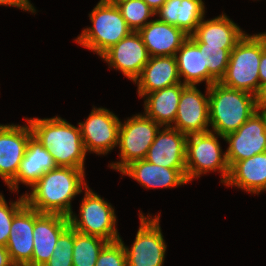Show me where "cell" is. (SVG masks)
I'll return each mask as SVG.
<instances>
[{"mask_svg": "<svg viewBox=\"0 0 266 266\" xmlns=\"http://www.w3.org/2000/svg\"><path fill=\"white\" fill-rule=\"evenodd\" d=\"M85 169L57 166L47 171L25 193L26 204L40 213L60 214L68 217L73 211L72 199L88 185Z\"/></svg>", "mask_w": 266, "mask_h": 266, "instance_id": "obj_1", "label": "cell"}, {"mask_svg": "<svg viewBox=\"0 0 266 266\" xmlns=\"http://www.w3.org/2000/svg\"><path fill=\"white\" fill-rule=\"evenodd\" d=\"M33 137L50 151L57 166L85 169V150L80 127L59 116L25 118Z\"/></svg>", "mask_w": 266, "mask_h": 266, "instance_id": "obj_2", "label": "cell"}, {"mask_svg": "<svg viewBox=\"0 0 266 266\" xmlns=\"http://www.w3.org/2000/svg\"><path fill=\"white\" fill-rule=\"evenodd\" d=\"M211 132L221 136L235 132L257 110L255 95L220 82L208 87Z\"/></svg>", "mask_w": 266, "mask_h": 266, "instance_id": "obj_3", "label": "cell"}, {"mask_svg": "<svg viewBox=\"0 0 266 266\" xmlns=\"http://www.w3.org/2000/svg\"><path fill=\"white\" fill-rule=\"evenodd\" d=\"M265 47L263 33H245L230 52L227 70L220 83L256 95L260 89L259 63Z\"/></svg>", "mask_w": 266, "mask_h": 266, "instance_id": "obj_4", "label": "cell"}, {"mask_svg": "<svg viewBox=\"0 0 266 266\" xmlns=\"http://www.w3.org/2000/svg\"><path fill=\"white\" fill-rule=\"evenodd\" d=\"M92 26L84 28L76 41L101 56L132 32L116 4L100 0L89 13Z\"/></svg>", "mask_w": 266, "mask_h": 266, "instance_id": "obj_5", "label": "cell"}, {"mask_svg": "<svg viewBox=\"0 0 266 266\" xmlns=\"http://www.w3.org/2000/svg\"><path fill=\"white\" fill-rule=\"evenodd\" d=\"M80 203L78 216L73 212L68 216L69 225L74 230L101 237L108 242L119 240L121 236L116 227L117 217L111 203L104 200L89 186L84 188V197Z\"/></svg>", "mask_w": 266, "mask_h": 266, "instance_id": "obj_6", "label": "cell"}, {"mask_svg": "<svg viewBox=\"0 0 266 266\" xmlns=\"http://www.w3.org/2000/svg\"><path fill=\"white\" fill-rule=\"evenodd\" d=\"M218 138L225 140L224 136L211 131L187 137L186 178L189 183L210 171L220 173V183L227 181L230 167L226 151H222Z\"/></svg>", "mask_w": 266, "mask_h": 266, "instance_id": "obj_7", "label": "cell"}, {"mask_svg": "<svg viewBox=\"0 0 266 266\" xmlns=\"http://www.w3.org/2000/svg\"><path fill=\"white\" fill-rule=\"evenodd\" d=\"M160 128L157 122L141 113L120 122L117 145L120 160L108 166L121 172L131 162L145 159Z\"/></svg>", "mask_w": 266, "mask_h": 266, "instance_id": "obj_8", "label": "cell"}, {"mask_svg": "<svg viewBox=\"0 0 266 266\" xmlns=\"http://www.w3.org/2000/svg\"><path fill=\"white\" fill-rule=\"evenodd\" d=\"M160 214L151 217L139 211L140 226L131 247L125 245L127 266H163L167 244L160 227Z\"/></svg>", "mask_w": 266, "mask_h": 266, "instance_id": "obj_9", "label": "cell"}, {"mask_svg": "<svg viewBox=\"0 0 266 266\" xmlns=\"http://www.w3.org/2000/svg\"><path fill=\"white\" fill-rule=\"evenodd\" d=\"M120 122L109 109L93 106L88 118L78 123L86 152L106 155L116 148Z\"/></svg>", "mask_w": 266, "mask_h": 266, "instance_id": "obj_10", "label": "cell"}, {"mask_svg": "<svg viewBox=\"0 0 266 266\" xmlns=\"http://www.w3.org/2000/svg\"><path fill=\"white\" fill-rule=\"evenodd\" d=\"M226 157L231 167L235 162L266 152V113L256 110L235 132L225 137Z\"/></svg>", "mask_w": 266, "mask_h": 266, "instance_id": "obj_11", "label": "cell"}, {"mask_svg": "<svg viewBox=\"0 0 266 266\" xmlns=\"http://www.w3.org/2000/svg\"><path fill=\"white\" fill-rule=\"evenodd\" d=\"M209 96L206 86L205 95L197 85H186L182 92L174 124L171 126L186 136L209 132Z\"/></svg>", "mask_w": 266, "mask_h": 266, "instance_id": "obj_12", "label": "cell"}, {"mask_svg": "<svg viewBox=\"0 0 266 266\" xmlns=\"http://www.w3.org/2000/svg\"><path fill=\"white\" fill-rule=\"evenodd\" d=\"M109 68L118 70L131 81L141 74L150 56L138 32L132 31L100 56Z\"/></svg>", "mask_w": 266, "mask_h": 266, "instance_id": "obj_13", "label": "cell"}, {"mask_svg": "<svg viewBox=\"0 0 266 266\" xmlns=\"http://www.w3.org/2000/svg\"><path fill=\"white\" fill-rule=\"evenodd\" d=\"M32 136L27 122L25 125L0 124V177L6 185L16 177Z\"/></svg>", "mask_w": 266, "mask_h": 266, "instance_id": "obj_14", "label": "cell"}, {"mask_svg": "<svg viewBox=\"0 0 266 266\" xmlns=\"http://www.w3.org/2000/svg\"><path fill=\"white\" fill-rule=\"evenodd\" d=\"M68 226L69 220L66 216L40 213L35 210L34 249L31 262L27 266H44L52 257L60 234Z\"/></svg>", "mask_w": 266, "mask_h": 266, "instance_id": "obj_15", "label": "cell"}, {"mask_svg": "<svg viewBox=\"0 0 266 266\" xmlns=\"http://www.w3.org/2000/svg\"><path fill=\"white\" fill-rule=\"evenodd\" d=\"M161 128L147 151L145 160L166 168H186L188 136L173 127Z\"/></svg>", "mask_w": 266, "mask_h": 266, "instance_id": "obj_16", "label": "cell"}, {"mask_svg": "<svg viewBox=\"0 0 266 266\" xmlns=\"http://www.w3.org/2000/svg\"><path fill=\"white\" fill-rule=\"evenodd\" d=\"M35 209L25 204L13 217L6 248L15 266H27L34 249Z\"/></svg>", "mask_w": 266, "mask_h": 266, "instance_id": "obj_17", "label": "cell"}, {"mask_svg": "<svg viewBox=\"0 0 266 266\" xmlns=\"http://www.w3.org/2000/svg\"><path fill=\"white\" fill-rule=\"evenodd\" d=\"M120 173L136 180L145 189H170L189 183L186 168H166L145 159L131 162Z\"/></svg>", "mask_w": 266, "mask_h": 266, "instance_id": "obj_18", "label": "cell"}, {"mask_svg": "<svg viewBox=\"0 0 266 266\" xmlns=\"http://www.w3.org/2000/svg\"><path fill=\"white\" fill-rule=\"evenodd\" d=\"M138 33L150 57L175 56L189 37L182 29L157 18L148 22Z\"/></svg>", "mask_w": 266, "mask_h": 266, "instance_id": "obj_19", "label": "cell"}, {"mask_svg": "<svg viewBox=\"0 0 266 266\" xmlns=\"http://www.w3.org/2000/svg\"><path fill=\"white\" fill-rule=\"evenodd\" d=\"M134 83L137 85L140 98L147 93L182 83L178 74L176 57H150Z\"/></svg>", "mask_w": 266, "mask_h": 266, "instance_id": "obj_20", "label": "cell"}, {"mask_svg": "<svg viewBox=\"0 0 266 266\" xmlns=\"http://www.w3.org/2000/svg\"><path fill=\"white\" fill-rule=\"evenodd\" d=\"M56 167L50 151L32 136L16 177L7 186L11 192L19 193V183L32 187L41 176Z\"/></svg>", "mask_w": 266, "mask_h": 266, "instance_id": "obj_21", "label": "cell"}, {"mask_svg": "<svg viewBox=\"0 0 266 266\" xmlns=\"http://www.w3.org/2000/svg\"><path fill=\"white\" fill-rule=\"evenodd\" d=\"M248 193L259 194L266 188V152L235 162L224 183Z\"/></svg>", "mask_w": 266, "mask_h": 266, "instance_id": "obj_22", "label": "cell"}, {"mask_svg": "<svg viewBox=\"0 0 266 266\" xmlns=\"http://www.w3.org/2000/svg\"><path fill=\"white\" fill-rule=\"evenodd\" d=\"M185 86L180 83L147 93L142 97L145 100L143 114L161 127H171L174 124L181 92Z\"/></svg>", "mask_w": 266, "mask_h": 266, "instance_id": "obj_23", "label": "cell"}, {"mask_svg": "<svg viewBox=\"0 0 266 266\" xmlns=\"http://www.w3.org/2000/svg\"><path fill=\"white\" fill-rule=\"evenodd\" d=\"M175 57L182 84L198 85L205 82L209 87L218 82L209 73L207 66H204L203 50H200L189 37L179 48Z\"/></svg>", "mask_w": 266, "mask_h": 266, "instance_id": "obj_24", "label": "cell"}, {"mask_svg": "<svg viewBox=\"0 0 266 266\" xmlns=\"http://www.w3.org/2000/svg\"><path fill=\"white\" fill-rule=\"evenodd\" d=\"M245 33L223 12L210 20L203 18L193 35L207 46H235Z\"/></svg>", "mask_w": 266, "mask_h": 266, "instance_id": "obj_25", "label": "cell"}, {"mask_svg": "<svg viewBox=\"0 0 266 266\" xmlns=\"http://www.w3.org/2000/svg\"><path fill=\"white\" fill-rule=\"evenodd\" d=\"M107 243L101 237L74 230L73 266H95L100 251Z\"/></svg>", "mask_w": 266, "mask_h": 266, "instance_id": "obj_26", "label": "cell"}, {"mask_svg": "<svg viewBox=\"0 0 266 266\" xmlns=\"http://www.w3.org/2000/svg\"><path fill=\"white\" fill-rule=\"evenodd\" d=\"M189 38L203 50L204 66H207L209 73L220 82L226 73L230 52L235 46H207L193 34Z\"/></svg>", "mask_w": 266, "mask_h": 266, "instance_id": "obj_27", "label": "cell"}, {"mask_svg": "<svg viewBox=\"0 0 266 266\" xmlns=\"http://www.w3.org/2000/svg\"><path fill=\"white\" fill-rule=\"evenodd\" d=\"M116 6L134 32L141 30L151 21V17H155V11L144 0H124L116 3Z\"/></svg>", "mask_w": 266, "mask_h": 266, "instance_id": "obj_28", "label": "cell"}, {"mask_svg": "<svg viewBox=\"0 0 266 266\" xmlns=\"http://www.w3.org/2000/svg\"><path fill=\"white\" fill-rule=\"evenodd\" d=\"M205 9L203 0H178L177 28L192 35L205 18Z\"/></svg>", "mask_w": 266, "mask_h": 266, "instance_id": "obj_29", "label": "cell"}, {"mask_svg": "<svg viewBox=\"0 0 266 266\" xmlns=\"http://www.w3.org/2000/svg\"><path fill=\"white\" fill-rule=\"evenodd\" d=\"M52 257L44 266H73L74 229L69 225L59 236Z\"/></svg>", "mask_w": 266, "mask_h": 266, "instance_id": "obj_30", "label": "cell"}, {"mask_svg": "<svg viewBox=\"0 0 266 266\" xmlns=\"http://www.w3.org/2000/svg\"><path fill=\"white\" fill-rule=\"evenodd\" d=\"M25 204L24 194L14 202L10 201L9 206L4 195L0 193V246L6 247L13 217Z\"/></svg>", "mask_w": 266, "mask_h": 266, "instance_id": "obj_31", "label": "cell"}, {"mask_svg": "<svg viewBox=\"0 0 266 266\" xmlns=\"http://www.w3.org/2000/svg\"><path fill=\"white\" fill-rule=\"evenodd\" d=\"M95 266H127L123 244L119 240L108 242L100 251Z\"/></svg>", "mask_w": 266, "mask_h": 266, "instance_id": "obj_32", "label": "cell"}, {"mask_svg": "<svg viewBox=\"0 0 266 266\" xmlns=\"http://www.w3.org/2000/svg\"><path fill=\"white\" fill-rule=\"evenodd\" d=\"M155 16L161 22L177 27L178 0H167L156 12Z\"/></svg>", "mask_w": 266, "mask_h": 266, "instance_id": "obj_33", "label": "cell"}, {"mask_svg": "<svg viewBox=\"0 0 266 266\" xmlns=\"http://www.w3.org/2000/svg\"><path fill=\"white\" fill-rule=\"evenodd\" d=\"M1 5L16 7L18 9H22L23 11H28L32 14H36V9L29 0H0V6Z\"/></svg>", "mask_w": 266, "mask_h": 266, "instance_id": "obj_34", "label": "cell"}, {"mask_svg": "<svg viewBox=\"0 0 266 266\" xmlns=\"http://www.w3.org/2000/svg\"><path fill=\"white\" fill-rule=\"evenodd\" d=\"M256 107L259 111H266V83L260 86L259 91L255 95Z\"/></svg>", "mask_w": 266, "mask_h": 266, "instance_id": "obj_35", "label": "cell"}, {"mask_svg": "<svg viewBox=\"0 0 266 266\" xmlns=\"http://www.w3.org/2000/svg\"><path fill=\"white\" fill-rule=\"evenodd\" d=\"M260 86L266 83V47L263 49L259 63Z\"/></svg>", "mask_w": 266, "mask_h": 266, "instance_id": "obj_36", "label": "cell"}, {"mask_svg": "<svg viewBox=\"0 0 266 266\" xmlns=\"http://www.w3.org/2000/svg\"><path fill=\"white\" fill-rule=\"evenodd\" d=\"M0 266H15L5 246H0Z\"/></svg>", "mask_w": 266, "mask_h": 266, "instance_id": "obj_37", "label": "cell"}, {"mask_svg": "<svg viewBox=\"0 0 266 266\" xmlns=\"http://www.w3.org/2000/svg\"><path fill=\"white\" fill-rule=\"evenodd\" d=\"M147 5L155 12L167 1V0H144Z\"/></svg>", "mask_w": 266, "mask_h": 266, "instance_id": "obj_38", "label": "cell"}, {"mask_svg": "<svg viewBox=\"0 0 266 266\" xmlns=\"http://www.w3.org/2000/svg\"><path fill=\"white\" fill-rule=\"evenodd\" d=\"M106 1H108V2H110L112 4H116V3L124 1V0H106Z\"/></svg>", "mask_w": 266, "mask_h": 266, "instance_id": "obj_39", "label": "cell"}]
</instances>
